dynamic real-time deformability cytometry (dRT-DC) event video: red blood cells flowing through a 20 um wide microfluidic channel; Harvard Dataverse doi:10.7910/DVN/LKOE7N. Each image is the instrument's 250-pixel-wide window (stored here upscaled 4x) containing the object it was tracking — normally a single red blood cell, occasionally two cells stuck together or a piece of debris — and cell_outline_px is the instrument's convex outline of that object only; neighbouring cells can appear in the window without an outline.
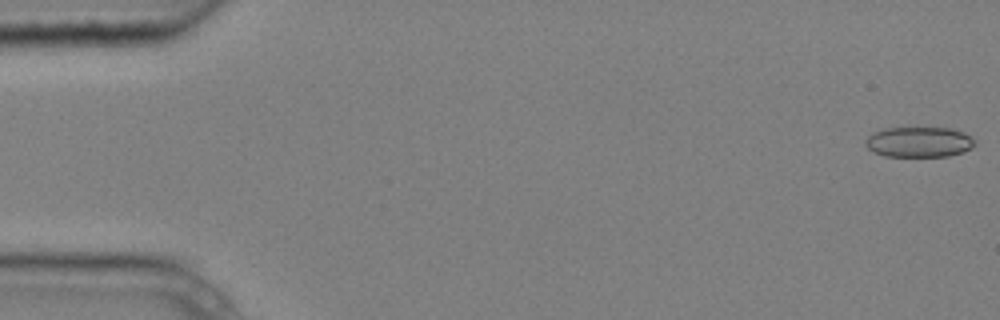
{"species": "common noctule bat (a hibernating species)", "species_latin": "Nyctalus noctula", "temperature_condition": "cold", "stored_images_in_passage": 4, "camera_frame_rate_fps": 3000, "um_per_image_px": 0.085, "animal": {"sex": "male", "body_mass_g": 20.4}, "frame": {"image": 1, "passage_image": 1, "time_ms": 0.0, "image_size_px": [1000, 320], "cell_outline_px": [[976, 144], [972, 148], [948, 156], [884, 156], [872, 152], [864, 144], [864, 140], [872, 132], [884, 128], [952, 128], [964, 132], [976, 140]], "centroid_in_image_um": [78.09, 12.06], "position_along_channel_um": 6.9, "area_um2": 19.54}}